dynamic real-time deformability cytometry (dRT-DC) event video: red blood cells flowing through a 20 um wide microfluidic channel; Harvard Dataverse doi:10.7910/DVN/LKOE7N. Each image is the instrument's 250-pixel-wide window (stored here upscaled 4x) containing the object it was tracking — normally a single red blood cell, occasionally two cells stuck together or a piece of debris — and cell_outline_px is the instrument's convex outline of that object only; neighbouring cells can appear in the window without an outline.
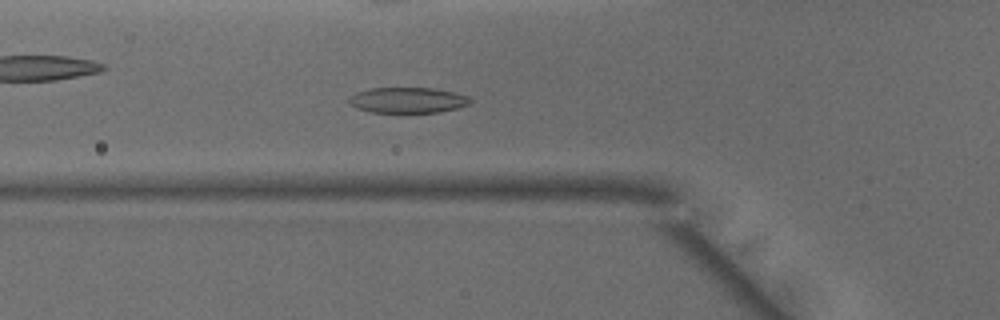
{"species": "common noctule bat (a hibernating species)", "species_latin": "Nyctalus noctula", "temperature_condition": "warm", "stored_images_in_passage": 46, "camera_frame_rate_fps": 3000, "um_per_image_px": 0.085, "animal": {"sex": "male", "body_mass_g": 15.6}, "frame": {"image": 1, "passage_image": 14, "time_ms": 4.333, "image_size_px": [1000, 320], "cell_outline_px": [[472, 100], [468, 104], [456, 108], [440, 112], [372, 112], [356, 108], [348, 104], [348, 96], [356, 92], [368, 88], [436, 88], [456, 92], [468, 96]], "centroid_in_image_um": [34.62, 8.5], "position_along_channel_um": 91.2, "area_um2": 18.26}}
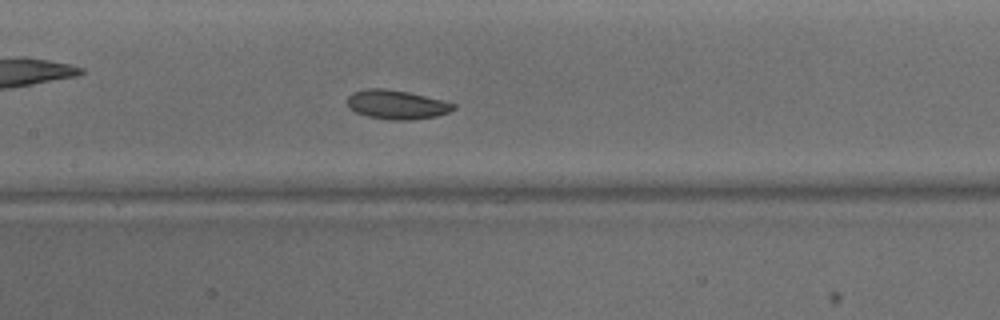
{"frame": {"image": 2, "passage_image": 20, "time_ms": 6.333, "image_size_px": [1000, 320], "cell_outline_px": [[456, 108], [448, 112], [436, 116], [412, 120], [388, 120], [368, 116], [356, 112], [348, 108], [348, 96], [352, 92], [364, 88], [384, 88], [408, 92], [456, 104]], "centroid_in_image_um": [33.68, 8.89], "position_along_channel_um": 173.7, "area_um2": 17.98}}
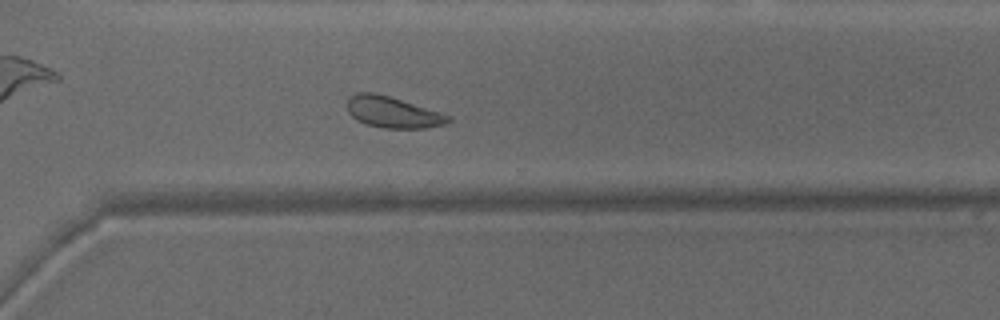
{"frame": {"image": 3, "passage_image": 32, "time_ms": 10.333, "image_size_px": [1000, 320], "cell_outline_px": [[452, 120], [444, 124], [424, 128], [384, 128], [368, 124], [356, 120], [348, 112], [348, 100], [356, 92], [376, 92], [440, 112], [452, 116]], "centroid_in_image_um": [33.39, 9.53], "position_along_channel_um": 337.2, "area_um2": 18.21}, "authors_computed_cell_mechanics": {"area_um2": 19.3919, "velocity_mm_per_s": 4.1014, "shape_relaxation_time_tau1_ms": 2.7019, "shape_relaxation_time_tau2_ms": 9.2737, "deformation_change_tau1": 0.0926, "deformation_change_tau2": 0.169}}